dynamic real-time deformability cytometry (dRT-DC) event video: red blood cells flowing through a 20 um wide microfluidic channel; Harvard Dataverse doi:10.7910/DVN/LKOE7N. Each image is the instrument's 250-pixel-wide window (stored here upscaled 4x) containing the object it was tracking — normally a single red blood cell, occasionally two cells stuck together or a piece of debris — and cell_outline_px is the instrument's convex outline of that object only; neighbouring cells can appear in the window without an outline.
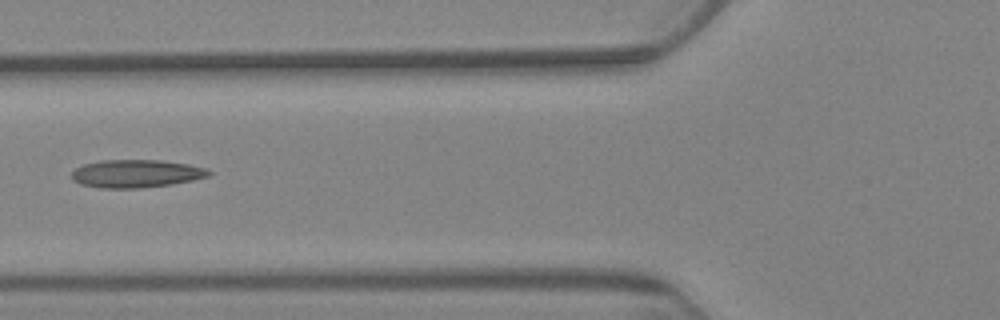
{"species": "Egyptian fruit bat (a non-hibernating species)", "species_latin": "Rousettus aegyptiacus", "temperature_condition": "warm", "stored_images_in_passage": 4, "camera_frame_rate_fps": 3000, "um_per_image_px": 0.085, "animal": {"sex": "female"}, "frame": {"image": 1, "passage_image": 2, "time_ms": 1.333, "image_size_px": [1000, 320], "cell_outline_px": [[212, 172], [208, 176], [192, 180], [172, 184], [140, 188], [100, 188], [80, 184], [72, 180], [72, 172], [76, 168], [84, 164], [100, 160], [160, 160], [188, 164], [208, 168]], "centroid_in_image_um": [11.57, 14.75], "position_along_channel_um": 114.2, "area_um2": 22.37}}
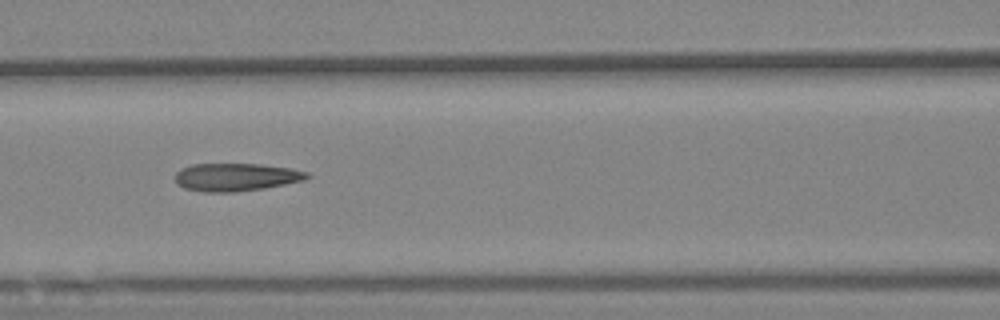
{"frame": {"image": 2, "passage_image": 3, "time_ms": 2.333, "image_size_px": [1000, 320], "cell_outline_px": [[312, 176], [304, 180], [264, 188], [236, 192], [204, 192], [184, 188], [176, 184], [176, 172], [180, 168], [192, 164], [260, 164], [288, 168], [308, 172]], "centroid_in_image_um": [20.04, 15.05], "position_along_channel_um": 146.6, "area_um2": 21.44}}
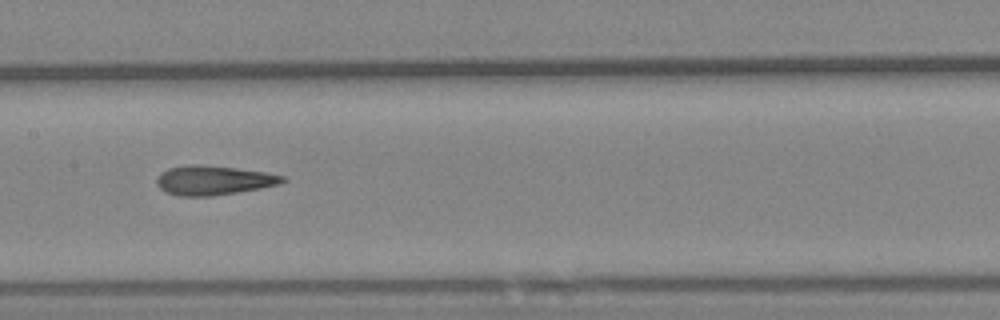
{"frame": {"image": 3, "passage_image": 4, "time_ms": 3.667, "image_size_px": [1000, 320], "cell_outline_px": [[288, 180], [280, 184], [260, 188], [212, 196], [180, 196], [168, 192], [160, 188], [156, 184], [156, 180], [168, 168], [188, 164], [200, 164], [236, 168], [268, 172], [284, 176]], "centroid_in_image_um": [18.19, 15.31], "position_along_channel_um": 189.2, "area_um2": 21.44}}